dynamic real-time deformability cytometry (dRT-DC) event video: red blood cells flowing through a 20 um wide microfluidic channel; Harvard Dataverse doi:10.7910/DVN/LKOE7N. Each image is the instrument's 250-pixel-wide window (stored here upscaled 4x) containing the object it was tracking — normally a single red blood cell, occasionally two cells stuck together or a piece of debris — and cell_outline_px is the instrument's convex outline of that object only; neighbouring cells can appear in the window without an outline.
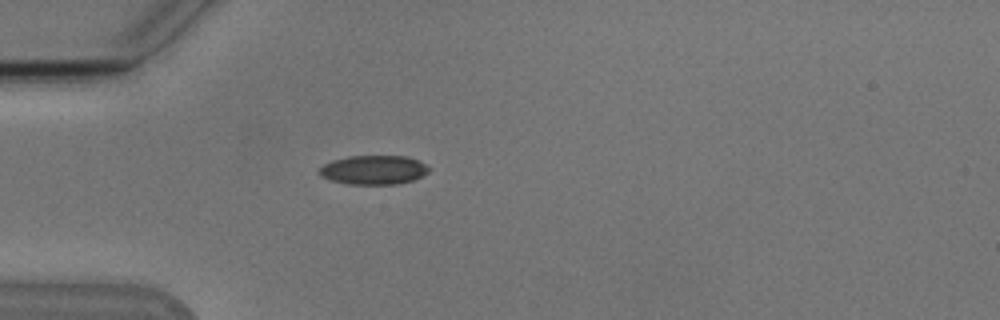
{"species": "Egyptian fruit bat (a non-hibernating species)", "species_latin": "Rousettus aegyptiacus", "temperature_condition": "cold", "stored_images_in_passage": 4, "camera_frame_rate_fps": 3000, "um_per_image_px": 0.085, "animal": {"sex": "male"}, "frame": {"image": 1, "passage_image": 4, "time_ms": 3.667, "image_size_px": [1000, 320], "cell_outline_px": [[432, 168], [428, 172], [412, 180], [396, 184], [348, 184], [332, 180], [320, 176], [316, 172], [324, 164], [332, 160], [348, 156], [404, 156], [416, 160]], "centroid_in_image_um": [31.72, 14.44], "position_along_channel_um": 53.3, "area_um2": 18.5}}